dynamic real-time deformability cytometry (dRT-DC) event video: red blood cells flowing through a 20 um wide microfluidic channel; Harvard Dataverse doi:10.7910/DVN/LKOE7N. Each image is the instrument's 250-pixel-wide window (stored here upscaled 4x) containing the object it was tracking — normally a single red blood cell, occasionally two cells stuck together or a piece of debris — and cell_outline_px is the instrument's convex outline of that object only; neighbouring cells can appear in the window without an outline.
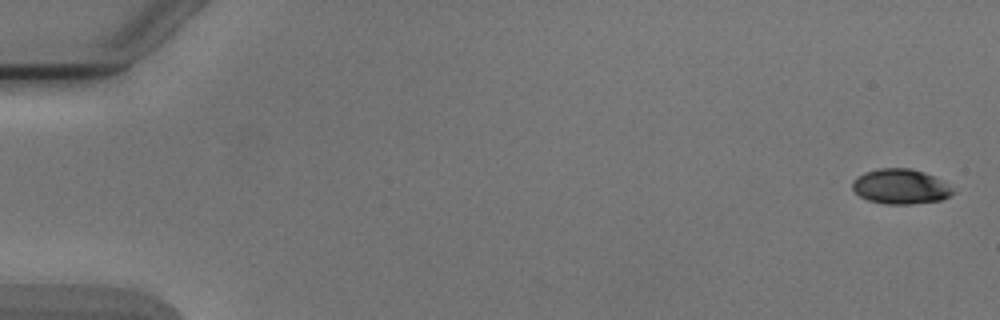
{"species": "Egyptian fruit bat (a non-hibernating species)", "species_latin": "Rousettus aegyptiacus", "temperature_condition": "cold", "stored_images_in_passage": 7, "camera_frame_rate_fps": 3000, "um_per_image_px": 0.085, "animal": {"sex": "male"}, "frame": {"image": 1, "passage_image": 1, "time_ms": 0.0, "image_size_px": [1000, 320], "cell_outline_px": [[956, 192], [940, 200], [912, 204], [884, 204], [868, 200], [860, 196], [852, 188], [852, 180], [864, 172], [876, 168], [912, 168], [924, 172], [940, 180], [952, 188]], "centroid_in_image_um": [76.51, 15.85], "position_along_channel_um": 8.5, "area_um2": 20.46}}
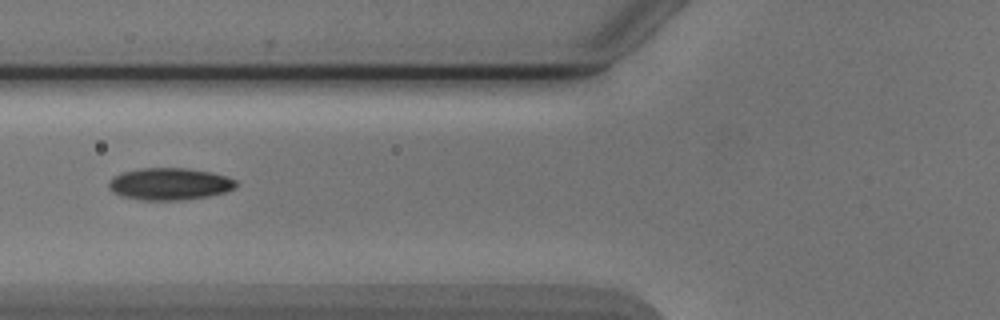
{"frame": {"image": 2, "passage_image": 6, "time_ms": 6.667, "image_size_px": [1000, 320], "cell_outline_px": [[236, 188], [224, 192], [208, 196], [180, 200], [144, 200], [124, 196], [112, 192], [108, 188], [108, 184], [112, 176], [124, 172], [140, 168], [184, 168], [212, 172], [236, 180]], "centroid_in_image_um": [14.4, 15.63], "position_along_channel_um": 111.4, "area_um2": 23.64}}
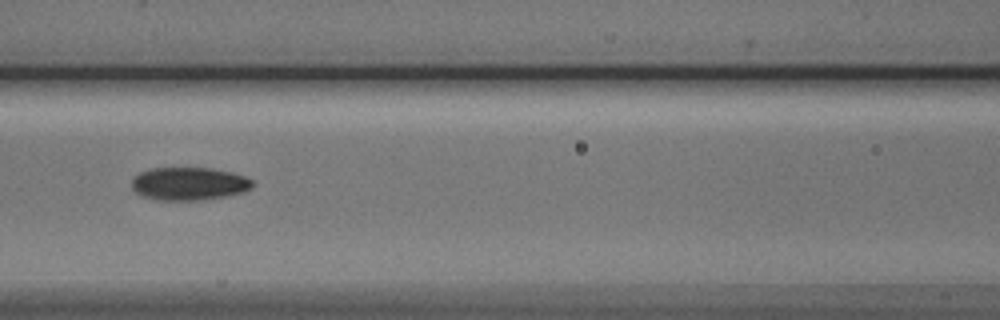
{"frame": {"image": 3, "passage_image": 7, "time_ms": 7.667, "image_size_px": [1000, 320], "cell_outline_px": [[256, 184], [252, 188], [244, 192], [228, 196], [204, 200], [160, 200], [144, 196], [136, 192], [132, 188], [132, 180], [140, 172], [152, 168], [212, 168], [232, 172], [244, 176], [252, 180]], "centroid_in_image_um": [16.13, 15.62], "position_along_channel_um": 150.5, "area_um2": 23.35}}